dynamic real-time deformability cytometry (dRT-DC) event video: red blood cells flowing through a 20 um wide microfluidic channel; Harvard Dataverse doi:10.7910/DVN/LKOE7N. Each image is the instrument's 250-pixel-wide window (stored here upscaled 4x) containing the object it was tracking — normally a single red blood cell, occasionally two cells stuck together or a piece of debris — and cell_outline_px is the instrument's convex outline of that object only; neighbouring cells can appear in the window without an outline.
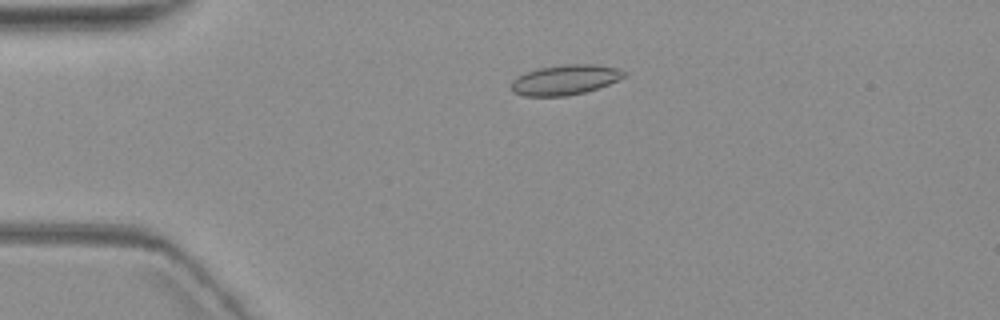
{"species": "common noctule bat (a hibernating species)", "species_latin": "Nyctalus noctula", "temperature_condition": "warm", "stored_images_in_passage": 4, "camera_frame_rate_fps": 3000, "um_per_image_px": 0.085, "animal": {"sex": "female", "body_mass_g": 19.3, "forearm_length_mm": 54.1}, "frame": {"image": 1, "passage_image": 3, "time_ms": 3.333, "image_size_px": [1000, 320], "cell_outline_px": [[628, 72], [624, 76], [608, 84], [584, 92], [568, 96], [524, 96], [512, 92], [512, 80], [516, 76], [540, 68], [560, 64], [596, 64], [620, 68]], "centroid_in_image_um": [48.04, 6.77], "position_along_channel_um": 37.0, "area_um2": 19.77}}